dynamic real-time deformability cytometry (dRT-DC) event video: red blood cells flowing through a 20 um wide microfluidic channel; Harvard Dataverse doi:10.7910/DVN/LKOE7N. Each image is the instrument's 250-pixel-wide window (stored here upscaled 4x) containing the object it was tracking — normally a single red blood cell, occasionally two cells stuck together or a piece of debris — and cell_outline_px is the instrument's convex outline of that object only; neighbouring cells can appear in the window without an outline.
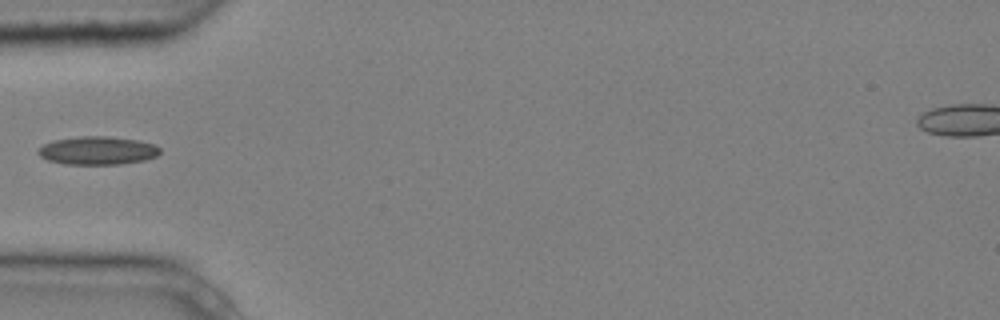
{"species": "common noctule bat (a hibernating species)", "species_latin": "Nyctalus noctula", "temperature_condition": "cold", "stored_images_in_passage": 1, "camera_frame_rate_fps": 3000, "um_per_image_px": 0.085, "animal": {"sex": "male", "body_mass_g": 20.4}, "frame": {"image": 1, "passage_image": 1, "time_ms": 0.0, "image_size_px": [1000, 320], "cell_outline_px": [[160, 152], [156, 156], [144, 160], [120, 164], [64, 164], [48, 160], [40, 156], [36, 152], [44, 144], [52, 140], [80, 136], [108, 136], [136, 140], [156, 144], [160, 148]], "centroid_in_image_um": [8.29, 12.79], "position_along_channel_um": 76.7, "area_um2": 20.06}}